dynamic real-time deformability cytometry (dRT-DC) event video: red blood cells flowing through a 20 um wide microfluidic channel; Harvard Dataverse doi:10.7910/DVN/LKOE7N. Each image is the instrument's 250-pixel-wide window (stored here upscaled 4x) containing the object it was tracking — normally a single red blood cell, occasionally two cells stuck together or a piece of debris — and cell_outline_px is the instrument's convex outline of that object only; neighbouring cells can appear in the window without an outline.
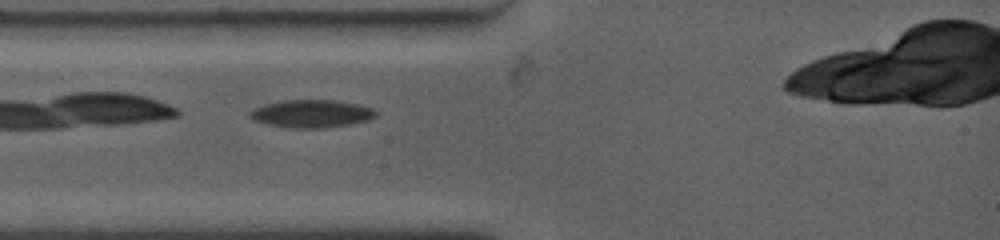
{"species": "common noctule bat (a hibernating species)", "species_latin": "Nyctalus noctula", "temperature_condition": "warm", "stored_images_in_passage": 38, "camera_frame_rate_fps": 4500, "um_per_image_px": 0.085, "animal": {"sex": "female", "body_mass_g": 19.0, "forearm_length_mm": 53.3}, "frame": {"image": 1, "passage_image": 3, "time_ms": 0.444, "image_size_px": [1000, 240], "cell_outline_px": [[376, 116], [368, 120], [348, 124], [324, 128], [296, 128], [268, 124], [256, 120], [248, 116], [248, 112], [252, 108], [264, 104], [284, 100], [336, 100], [356, 104], [372, 108], [376, 112]], "centroid_in_image_um": [26.45, 9.65], "position_along_channel_um": 58.6, "area_um2": 20.23}}
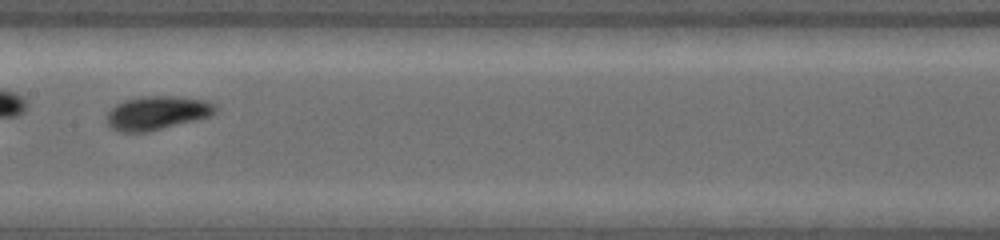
{"frame": {"image": 2, "passage_image": 15, "time_ms": 4.0, "image_size_px": [1000, 240], "cell_outline_px": [[216, 112], [208, 116], [196, 120], [144, 132], [120, 132], [112, 128], [108, 124], [108, 112], [116, 104], [128, 100], [144, 96], [176, 96], [204, 100], [212, 104], [216, 108]], "centroid_in_image_um": [13.34, 9.59], "position_along_channel_um": 194.1, "area_um2": 20.81}}
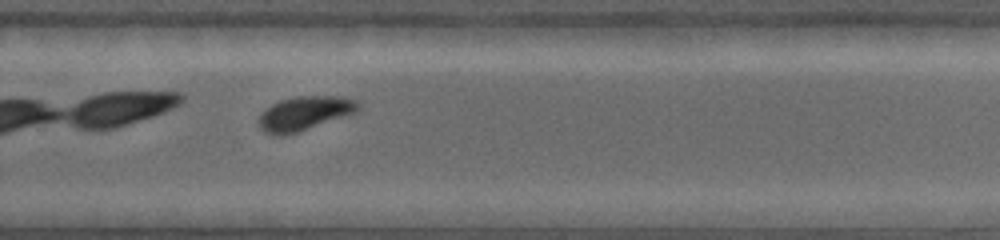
{"frame": {"image": 3, "passage_image": 25, "time_ms": 6.889, "image_size_px": [1000, 240], "cell_outline_px": [[360, 108], [352, 112], [296, 132], [264, 132], [260, 128], [260, 116], [272, 104], [280, 100], [300, 96], [344, 96], [356, 100], [360, 104]], "centroid_in_image_um": [25.92, 9.56], "position_along_channel_um": 303.9, "area_um2": 18.44}, "authors_computed_cell_mechanics": {"area_um2": 19.4208, "velocity_mm_per_s": 3.8137, "shape_relaxation_time_tau1_ms": 2.5554, "shape_relaxation_time_tau2_ms": 1.9506, "deformation_change_tau1": 0.1085, "deformation_change_tau2": 0.0543}}